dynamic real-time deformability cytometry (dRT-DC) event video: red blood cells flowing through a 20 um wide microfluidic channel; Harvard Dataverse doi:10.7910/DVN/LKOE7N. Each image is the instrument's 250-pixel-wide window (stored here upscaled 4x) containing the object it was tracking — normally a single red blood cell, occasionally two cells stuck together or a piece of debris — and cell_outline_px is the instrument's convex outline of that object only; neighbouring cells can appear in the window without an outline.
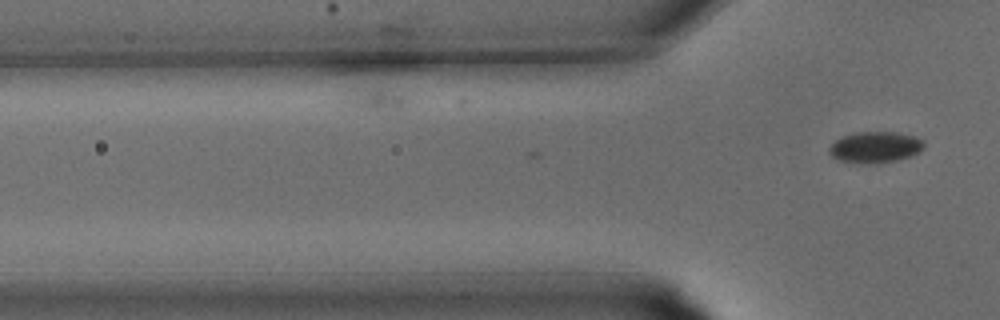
{"species": "common noctule bat (a hibernating species)", "species_latin": "Nyctalus noctula", "temperature_condition": "warm", "stored_images_in_passage": 4, "camera_frame_rate_fps": 3000, "um_per_image_px": 0.085, "animal": {"sex": "male", "body_mass_g": 15.6}, "frame": {"image": 1, "passage_image": 4, "time_ms": 1.0, "image_size_px": [1000, 320], "cell_outline_px": [[924, 148], [908, 156], [896, 160], [876, 164], [852, 164], [840, 160], [832, 156], [828, 152], [828, 148], [840, 136], [856, 132], [896, 132], [916, 136], [924, 140]], "centroid_in_image_um": [74.35, 12.51], "position_along_channel_um": 51.4, "area_um2": 17.46}}